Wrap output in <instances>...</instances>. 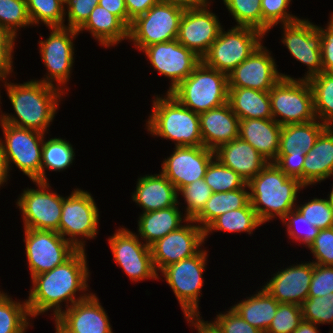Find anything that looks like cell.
<instances>
[{
	"label": "cell",
	"mask_w": 333,
	"mask_h": 333,
	"mask_svg": "<svg viewBox=\"0 0 333 333\" xmlns=\"http://www.w3.org/2000/svg\"><path fill=\"white\" fill-rule=\"evenodd\" d=\"M178 204L166 209L143 212L139 217L138 232L140 237L146 241V245L151 246L157 240L183 226Z\"/></svg>",
	"instance_id": "1f68e13d"
},
{
	"label": "cell",
	"mask_w": 333,
	"mask_h": 333,
	"mask_svg": "<svg viewBox=\"0 0 333 333\" xmlns=\"http://www.w3.org/2000/svg\"><path fill=\"white\" fill-rule=\"evenodd\" d=\"M306 154H278L273 162L289 177H295L302 183V169Z\"/></svg>",
	"instance_id": "db71d44e"
},
{
	"label": "cell",
	"mask_w": 333,
	"mask_h": 333,
	"mask_svg": "<svg viewBox=\"0 0 333 333\" xmlns=\"http://www.w3.org/2000/svg\"><path fill=\"white\" fill-rule=\"evenodd\" d=\"M50 29L52 32L49 38L39 42L41 58L49 73L46 78L39 81L55 86L52 83L54 79L61 86L69 81L74 63L72 40L78 35V31L68 27H50Z\"/></svg>",
	"instance_id": "2e32d148"
},
{
	"label": "cell",
	"mask_w": 333,
	"mask_h": 333,
	"mask_svg": "<svg viewBox=\"0 0 333 333\" xmlns=\"http://www.w3.org/2000/svg\"><path fill=\"white\" fill-rule=\"evenodd\" d=\"M31 24L26 0H0V26L16 36L17 28Z\"/></svg>",
	"instance_id": "b9f144b4"
},
{
	"label": "cell",
	"mask_w": 333,
	"mask_h": 333,
	"mask_svg": "<svg viewBox=\"0 0 333 333\" xmlns=\"http://www.w3.org/2000/svg\"><path fill=\"white\" fill-rule=\"evenodd\" d=\"M159 2L160 0H125L128 11V28L136 17L145 14L152 6Z\"/></svg>",
	"instance_id": "9f6ffc18"
},
{
	"label": "cell",
	"mask_w": 333,
	"mask_h": 333,
	"mask_svg": "<svg viewBox=\"0 0 333 333\" xmlns=\"http://www.w3.org/2000/svg\"><path fill=\"white\" fill-rule=\"evenodd\" d=\"M39 189L24 190L17 201L23 215L24 229L58 231L63 199L50 192L49 183L33 181Z\"/></svg>",
	"instance_id": "4fadbf2b"
},
{
	"label": "cell",
	"mask_w": 333,
	"mask_h": 333,
	"mask_svg": "<svg viewBox=\"0 0 333 333\" xmlns=\"http://www.w3.org/2000/svg\"><path fill=\"white\" fill-rule=\"evenodd\" d=\"M264 35L250 27L235 26L228 32L221 29L217 39L202 57V62L228 75L261 45Z\"/></svg>",
	"instance_id": "52a82bcc"
},
{
	"label": "cell",
	"mask_w": 333,
	"mask_h": 333,
	"mask_svg": "<svg viewBox=\"0 0 333 333\" xmlns=\"http://www.w3.org/2000/svg\"><path fill=\"white\" fill-rule=\"evenodd\" d=\"M31 317L25 302H15L6 293L0 294V333H25Z\"/></svg>",
	"instance_id": "74e56055"
},
{
	"label": "cell",
	"mask_w": 333,
	"mask_h": 333,
	"mask_svg": "<svg viewBox=\"0 0 333 333\" xmlns=\"http://www.w3.org/2000/svg\"><path fill=\"white\" fill-rule=\"evenodd\" d=\"M296 209L320 230L333 227V208L328 199L314 198Z\"/></svg>",
	"instance_id": "7dc6e473"
},
{
	"label": "cell",
	"mask_w": 333,
	"mask_h": 333,
	"mask_svg": "<svg viewBox=\"0 0 333 333\" xmlns=\"http://www.w3.org/2000/svg\"><path fill=\"white\" fill-rule=\"evenodd\" d=\"M314 97V110L317 120L327 127H333V75L327 72L309 80Z\"/></svg>",
	"instance_id": "d590c367"
},
{
	"label": "cell",
	"mask_w": 333,
	"mask_h": 333,
	"mask_svg": "<svg viewBox=\"0 0 333 333\" xmlns=\"http://www.w3.org/2000/svg\"><path fill=\"white\" fill-rule=\"evenodd\" d=\"M302 321L301 306L292 303H279L266 333H293Z\"/></svg>",
	"instance_id": "f6af8a7d"
},
{
	"label": "cell",
	"mask_w": 333,
	"mask_h": 333,
	"mask_svg": "<svg viewBox=\"0 0 333 333\" xmlns=\"http://www.w3.org/2000/svg\"><path fill=\"white\" fill-rule=\"evenodd\" d=\"M314 263L297 264L278 271L263 288L279 303L301 306L308 298Z\"/></svg>",
	"instance_id": "603a6c76"
},
{
	"label": "cell",
	"mask_w": 333,
	"mask_h": 333,
	"mask_svg": "<svg viewBox=\"0 0 333 333\" xmlns=\"http://www.w3.org/2000/svg\"><path fill=\"white\" fill-rule=\"evenodd\" d=\"M301 309L305 321L316 325L333 323V293L307 298Z\"/></svg>",
	"instance_id": "7bdbcfd3"
},
{
	"label": "cell",
	"mask_w": 333,
	"mask_h": 333,
	"mask_svg": "<svg viewBox=\"0 0 333 333\" xmlns=\"http://www.w3.org/2000/svg\"><path fill=\"white\" fill-rule=\"evenodd\" d=\"M183 195L187 207L186 216H184V221L193 219L204 207L205 203L212 196L213 192L211 188L206 184L204 179H199L191 184L183 187L180 191Z\"/></svg>",
	"instance_id": "ee69618b"
},
{
	"label": "cell",
	"mask_w": 333,
	"mask_h": 333,
	"mask_svg": "<svg viewBox=\"0 0 333 333\" xmlns=\"http://www.w3.org/2000/svg\"><path fill=\"white\" fill-rule=\"evenodd\" d=\"M221 29L218 17L207 6L188 9L182 14L177 40L202 59Z\"/></svg>",
	"instance_id": "ffe728a7"
},
{
	"label": "cell",
	"mask_w": 333,
	"mask_h": 333,
	"mask_svg": "<svg viewBox=\"0 0 333 333\" xmlns=\"http://www.w3.org/2000/svg\"><path fill=\"white\" fill-rule=\"evenodd\" d=\"M132 200L143 207L144 212L175 206L178 203L176 187L162 174L138 178Z\"/></svg>",
	"instance_id": "484cf974"
},
{
	"label": "cell",
	"mask_w": 333,
	"mask_h": 333,
	"mask_svg": "<svg viewBox=\"0 0 333 333\" xmlns=\"http://www.w3.org/2000/svg\"><path fill=\"white\" fill-rule=\"evenodd\" d=\"M142 51L154 69L171 79L172 85L167 93L174 90L202 62L196 53L180 44L177 39L152 44Z\"/></svg>",
	"instance_id": "9a60e30c"
},
{
	"label": "cell",
	"mask_w": 333,
	"mask_h": 333,
	"mask_svg": "<svg viewBox=\"0 0 333 333\" xmlns=\"http://www.w3.org/2000/svg\"><path fill=\"white\" fill-rule=\"evenodd\" d=\"M98 5L116 15L128 27V11L125 0H99Z\"/></svg>",
	"instance_id": "6f0895ef"
},
{
	"label": "cell",
	"mask_w": 333,
	"mask_h": 333,
	"mask_svg": "<svg viewBox=\"0 0 333 333\" xmlns=\"http://www.w3.org/2000/svg\"><path fill=\"white\" fill-rule=\"evenodd\" d=\"M316 324L303 320L293 333H319Z\"/></svg>",
	"instance_id": "be15d7a7"
},
{
	"label": "cell",
	"mask_w": 333,
	"mask_h": 333,
	"mask_svg": "<svg viewBox=\"0 0 333 333\" xmlns=\"http://www.w3.org/2000/svg\"><path fill=\"white\" fill-rule=\"evenodd\" d=\"M183 12L180 7L159 2L131 22L128 39L141 51L152 44L175 40Z\"/></svg>",
	"instance_id": "9c48e42d"
},
{
	"label": "cell",
	"mask_w": 333,
	"mask_h": 333,
	"mask_svg": "<svg viewBox=\"0 0 333 333\" xmlns=\"http://www.w3.org/2000/svg\"><path fill=\"white\" fill-rule=\"evenodd\" d=\"M99 0H64L68 7V28L78 30L89 18L90 13L98 5Z\"/></svg>",
	"instance_id": "816d5d0a"
},
{
	"label": "cell",
	"mask_w": 333,
	"mask_h": 333,
	"mask_svg": "<svg viewBox=\"0 0 333 333\" xmlns=\"http://www.w3.org/2000/svg\"><path fill=\"white\" fill-rule=\"evenodd\" d=\"M330 195L328 199L329 204L331 205V207L333 208V187H332V191H330Z\"/></svg>",
	"instance_id": "03108f58"
},
{
	"label": "cell",
	"mask_w": 333,
	"mask_h": 333,
	"mask_svg": "<svg viewBox=\"0 0 333 333\" xmlns=\"http://www.w3.org/2000/svg\"><path fill=\"white\" fill-rule=\"evenodd\" d=\"M273 119L281 126L316 120L311 85L305 79L283 77L269 91ZM282 119H276L277 117Z\"/></svg>",
	"instance_id": "8992f818"
},
{
	"label": "cell",
	"mask_w": 333,
	"mask_h": 333,
	"mask_svg": "<svg viewBox=\"0 0 333 333\" xmlns=\"http://www.w3.org/2000/svg\"><path fill=\"white\" fill-rule=\"evenodd\" d=\"M56 333H64V332L56 325Z\"/></svg>",
	"instance_id": "003e7915"
},
{
	"label": "cell",
	"mask_w": 333,
	"mask_h": 333,
	"mask_svg": "<svg viewBox=\"0 0 333 333\" xmlns=\"http://www.w3.org/2000/svg\"><path fill=\"white\" fill-rule=\"evenodd\" d=\"M0 124L5 137L4 142L0 140V152L7 164L8 171L10 162L15 163L32 181H41L44 133L4 122H0Z\"/></svg>",
	"instance_id": "ba28073f"
},
{
	"label": "cell",
	"mask_w": 333,
	"mask_h": 333,
	"mask_svg": "<svg viewBox=\"0 0 333 333\" xmlns=\"http://www.w3.org/2000/svg\"><path fill=\"white\" fill-rule=\"evenodd\" d=\"M89 30L102 46L110 47L128 39V27L114 14L100 5L90 13L86 22L77 30L78 33Z\"/></svg>",
	"instance_id": "f546056e"
},
{
	"label": "cell",
	"mask_w": 333,
	"mask_h": 333,
	"mask_svg": "<svg viewBox=\"0 0 333 333\" xmlns=\"http://www.w3.org/2000/svg\"><path fill=\"white\" fill-rule=\"evenodd\" d=\"M203 146L216 150L238 138L240 119L228 103L199 114Z\"/></svg>",
	"instance_id": "cb8c5ba5"
},
{
	"label": "cell",
	"mask_w": 333,
	"mask_h": 333,
	"mask_svg": "<svg viewBox=\"0 0 333 333\" xmlns=\"http://www.w3.org/2000/svg\"><path fill=\"white\" fill-rule=\"evenodd\" d=\"M24 230L28 267L32 277L63 264L78 250L57 231Z\"/></svg>",
	"instance_id": "7c38bea8"
},
{
	"label": "cell",
	"mask_w": 333,
	"mask_h": 333,
	"mask_svg": "<svg viewBox=\"0 0 333 333\" xmlns=\"http://www.w3.org/2000/svg\"><path fill=\"white\" fill-rule=\"evenodd\" d=\"M243 188L227 192L213 193L205 203L203 209L193 218L189 219L190 223H200L203 230L217 217L224 213L243 208L250 202L249 193Z\"/></svg>",
	"instance_id": "836d02e7"
},
{
	"label": "cell",
	"mask_w": 333,
	"mask_h": 333,
	"mask_svg": "<svg viewBox=\"0 0 333 333\" xmlns=\"http://www.w3.org/2000/svg\"><path fill=\"white\" fill-rule=\"evenodd\" d=\"M282 223H285L287 226V232L288 236L292 237L294 240L302 241V244L304 242L305 246L309 247L311 243L314 241V239L318 236L319 230L317 227H315L313 224H311L308 220L305 219V217L295 208L288 212L286 216L282 219ZM296 225H304L307 229L306 231L302 230L300 232L298 227ZM302 233V234H301Z\"/></svg>",
	"instance_id": "c3c4849f"
},
{
	"label": "cell",
	"mask_w": 333,
	"mask_h": 333,
	"mask_svg": "<svg viewBox=\"0 0 333 333\" xmlns=\"http://www.w3.org/2000/svg\"><path fill=\"white\" fill-rule=\"evenodd\" d=\"M181 226L150 246L156 272L169 264L196 255L204 243V230L199 225Z\"/></svg>",
	"instance_id": "d6986e66"
},
{
	"label": "cell",
	"mask_w": 333,
	"mask_h": 333,
	"mask_svg": "<svg viewBox=\"0 0 333 333\" xmlns=\"http://www.w3.org/2000/svg\"><path fill=\"white\" fill-rule=\"evenodd\" d=\"M207 251L164 267L161 272L176 295L185 316L199 314L198 297L203 286Z\"/></svg>",
	"instance_id": "8fae6325"
},
{
	"label": "cell",
	"mask_w": 333,
	"mask_h": 333,
	"mask_svg": "<svg viewBox=\"0 0 333 333\" xmlns=\"http://www.w3.org/2000/svg\"><path fill=\"white\" fill-rule=\"evenodd\" d=\"M96 203L87 191L76 189L68 198L63 199L58 233L67 238L76 249L85 250V241L78 236L94 238L97 234L99 214Z\"/></svg>",
	"instance_id": "30bf717a"
},
{
	"label": "cell",
	"mask_w": 333,
	"mask_h": 333,
	"mask_svg": "<svg viewBox=\"0 0 333 333\" xmlns=\"http://www.w3.org/2000/svg\"><path fill=\"white\" fill-rule=\"evenodd\" d=\"M326 29L317 26L321 33V57L323 72L330 73L333 70V14L330 17Z\"/></svg>",
	"instance_id": "11a10c76"
},
{
	"label": "cell",
	"mask_w": 333,
	"mask_h": 333,
	"mask_svg": "<svg viewBox=\"0 0 333 333\" xmlns=\"http://www.w3.org/2000/svg\"><path fill=\"white\" fill-rule=\"evenodd\" d=\"M326 128L327 126L317 119L306 123L283 125L278 154H307Z\"/></svg>",
	"instance_id": "4dcf8cb0"
},
{
	"label": "cell",
	"mask_w": 333,
	"mask_h": 333,
	"mask_svg": "<svg viewBox=\"0 0 333 333\" xmlns=\"http://www.w3.org/2000/svg\"><path fill=\"white\" fill-rule=\"evenodd\" d=\"M188 322H192L198 333H223L215 322H208L200 319L199 314H190L185 316Z\"/></svg>",
	"instance_id": "680465c9"
},
{
	"label": "cell",
	"mask_w": 333,
	"mask_h": 333,
	"mask_svg": "<svg viewBox=\"0 0 333 333\" xmlns=\"http://www.w3.org/2000/svg\"><path fill=\"white\" fill-rule=\"evenodd\" d=\"M279 302L264 288L232 308L250 325L266 333L278 309Z\"/></svg>",
	"instance_id": "d6a6232c"
},
{
	"label": "cell",
	"mask_w": 333,
	"mask_h": 333,
	"mask_svg": "<svg viewBox=\"0 0 333 333\" xmlns=\"http://www.w3.org/2000/svg\"><path fill=\"white\" fill-rule=\"evenodd\" d=\"M173 154L162 163V174L179 192L192 182L204 179L215 152L204 146H181L174 148Z\"/></svg>",
	"instance_id": "e0dca14e"
},
{
	"label": "cell",
	"mask_w": 333,
	"mask_h": 333,
	"mask_svg": "<svg viewBox=\"0 0 333 333\" xmlns=\"http://www.w3.org/2000/svg\"><path fill=\"white\" fill-rule=\"evenodd\" d=\"M126 228L119 229L109 238L114 261L122 267L132 281L159 279L152 261L150 246Z\"/></svg>",
	"instance_id": "5bb4252c"
},
{
	"label": "cell",
	"mask_w": 333,
	"mask_h": 333,
	"mask_svg": "<svg viewBox=\"0 0 333 333\" xmlns=\"http://www.w3.org/2000/svg\"><path fill=\"white\" fill-rule=\"evenodd\" d=\"M271 53L262 44L228 74V87L270 91L283 77L276 68Z\"/></svg>",
	"instance_id": "44dd1931"
},
{
	"label": "cell",
	"mask_w": 333,
	"mask_h": 333,
	"mask_svg": "<svg viewBox=\"0 0 333 333\" xmlns=\"http://www.w3.org/2000/svg\"><path fill=\"white\" fill-rule=\"evenodd\" d=\"M207 1L208 0H160V2L174 5L184 10L209 6V3Z\"/></svg>",
	"instance_id": "94428289"
},
{
	"label": "cell",
	"mask_w": 333,
	"mask_h": 333,
	"mask_svg": "<svg viewBox=\"0 0 333 333\" xmlns=\"http://www.w3.org/2000/svg\"><path fill=\"white\" fill-rule=\"evenodd\" d=\"M147 121L148 131L176 142V147L203 146L199 114L182 105L174 96L156 97Z\"/></svg>",
	"instance_id": "277c9868"
},
{
	"label": "cell",
	"mask_w": 333,
	"mask_h": 333,
	"mask_svg": "<svg viewBox=\"0 0 333 333\" xmlns=\"http://www.w3.org/2000/svg\"><path fill=\"white\" fill-rule=\"evenodd\" d=\"M85 255V250H77L63 264L31 277L33 289L26 299L31 317L53 308L56 319L62 312L61 302L70 301V305H66L68 308L89 296L75 297L77 291H86L88 287L89 270Z\"/></svg>",
	"instance_id": "6da1fadb"
},
{
	"label": "cell",
	"mask_w": 333,
	"mask_h": 333,
	"mask_svg": "<svg viewBox=\"0 0 333 333\" xmlns=\"http://www.w3.org/2000/svg\"><path fill=\"white\" fill-rule=\"evenodd\" d=\"M215 323L223 333H263L246 322L232 307L227 313L216 315Z\"/></svg>",
	"instance_id": "f5cc1de1"
},
{
	"label": "cell",
	"mask_w": 333,
	"mask_h": 333,
	"mask_svg": "<svg viewBox=\"0 0 333 333\" xmlns=\"http://www.w3.org/2000/svg\"><path fill=\"white\" fill-rule=\"evenodd\" d=\"M333 293V266L314 264L308 298Z\"/></svg>",
	"instance_id": "f907efd6"
},
{
	"label": "cell",
	"mask_w": 333,
	"mask_h": 333,
	"mask_svg": "<svg viewBox=\"0 0 333 333\" xmlns=\"http://www.w3.org/2000/svg\"><path fill=\"white\" fill-rule=\"evenodd\" d=\"M8 173L7 164L5 163V160L0 152V186L7 181Z\"/></svg>",
	"instance_id": "e7e4bbea"
},
{
	"label": "cell",
	"mask_w": 333,
	"mask_h": 333,
	"mask_svg": "<svg viewBox=\"0 0 333 333\" xmlns=\"http://www.w3.org/2000/svg\"><path fill=\"white\" fill-rule=\"evenodd\" d=\"M283 27V44L295 59L308 66L304 79L309 80L323 72L321 33L317 26L306 19H299L293 23L283 24Z\"/></svg>",
	"instance_id": "ac0fdd59"
},
{
	"label": "cell",
	"mask_w": 333,
	"mask_h": 333,
	"mask_svg": "<svg viewBox=\"0 0 333 333\" xmlns=\"http://www.w3.org/2000/svg\"><path fill=\"white\" fill-rule=\"evenodd\" d=\"M282 126L274 119H243L239 123L238 137L251 144L269 162H274L279 152Z\"/></svg>",
	"instance_id": "4316f807"
},
{
	"label": "cell",
	"mask_w": 333,
	"mask_h": 333,
	"mask_svg": "<svg viewBox=\"0 0 333 333\" xmlns=\"http://www.w3.org/2000/svg\"><path fill=\"white\" fill-rule=\"evenodd\" d=\"M31 23L43 22L47 27H65L64 0H26Z\"/></svg>",
	"instance_id": "f35d334b"
},
{
	"label": "cell",
	"mask_w": 333,
	"mask_h": 333,
	"mask_svg": "<svg viewBox=\"0 0 333 333\" xmlns=\"http://www.w3.org/2000/svg\"><path fill=\"white\" fill-rule=\"evenodd\" d=\"M69 142L61 138H51L42 145L41 181L47 182L45 168L53 171L66 169L72 164L75 153Z\"/></svg>",
	"instance_id": "8d00e7d4"
},
{
	"label": "cell",
	"mask_w": 333,
	"mask_h": 333,
	"mask_svg": "<svg viewBox=\"0 0 333 333\" xmlns=\"http://www.w3.org/2000/svg\"><path fill=\"white\" fill-rule=\"evenodd\" d=\"M228 90V75L201 62L170 94L200 114L228 103Z\"/></svg>",
	"instance_id": "5b68a950"
},
{
	"label": "cell",
	"mask_w": 333,
	"mask_h": 333,
	"mask_svg": "<svg viewBox=\"0 0 333 333\" xmlns=\"http://www.w3.org/2000/svg\"><path fill=\"white\" fill-rule=\"evenodd\" d=\"M214 152L215 158L238 173L246 183L269 163L251 144L239 137L220 145Z\"/></svg>",
	"instance_id": "d4e9b609"
},
{
	"label": "cell",
	"mask_w": 333,
	"mask_h": 333,
	"mask_svg": "<svg viewBox=\"0 0 333 333\" xmlns=\"http://www.w3.org/2000/svg\"><path fill=\"white\" fill-rule=\"evenodd\" d=\"M290 1L291 0H261L263 34H266V32L279 22L288 24L300 19L287 13L286 10Z\"/></svg>",
	"instance_id": "bcb514c9"
},
{
	"label": "cell",
	"mask_w": 333,
	"mask_h": 333,
	"mask_svg": "<svg viewBox=\"0 0 333 333\" xmlns=\"http://www.w3.org/2000/svg\"><path fill=\"white\" fill-rule=\"evenodd\" d=\"M15 38L8 29L0 26V48H14Z\"/></svg>",
	"instance_id": "6125c7cd"
},
{
	"label": "cell",
	"mask_w": 333,
	"mask_h": 333,
	"mask_svg": "<svg viewBox=\"0 0 333 333\" xmlns=\"http://www.w3.org/2000/svg\"><path fill=\"white\" fill-rule=\"evenodd\" d=\"M204 180L213 193L237 190L247 184L238 173L223 165L217 158L210 162Z\"/></svg>",
	"instance_id": "ab89813d"
},
{
	"label": "cell",
	"mask_w": 333,
	"mask_h": 333,
	"mask_svg": "<svg viewBox=\"0 0 333 333\" xmlns=\"http://www.w3.org/2000/svg\"><path fill=\"white\" fill-rule=\"evenodd\" d=\"M6 83L7 94L18 117L4 113L0 115V121L45 133L54 119L63 91L58 86L56 88L38 80L23 84Z\"/></svg>",
	"instance_id": "7a4b0ae2"
},
{
	"label": "cell",
	"mask_w": 333,
	"mask_h": 333,
	"mask_svg": "<svg viewBox=\"0 0 333 333\" xmlns=\"http://www.w3.org/2000/svg\"><path fill=\"white\" fill-rule=\"evenodd\" d=\"M55 322L64 333H113L104 308L91 293L63 310Z\"/></svg>",
	"instance_id": "7402d4cb"
},
{
	"label": "cell",
	"mask_w": 333,
	"mask_h": 333,
	"mask_svg": "<svg viewBox=\"0 0 333 333\" xmlns=\"http://www.w3.org/2000/svg\"><path fill=\"white\" fill-rule=\"evenodd\" d=\"M13 48H0V80H6L7 76L12 72V53Z\"/></svg>",
	"instance_id": "91938a15"
},
{
	"label": "cell",
	"mask_w": 333,
	"mask_h": 333,
	"mask_svg": "<svg viewBox=\"0 0 333 333\" xmlns=\"http://www.w3.org/2000/svg\"><path fill=\"white\" fill-rule=\"evenodd\" d=\"M247 184L251 190L250 203L262 223L275 216L282 220L296 208L297 192L305 187L299 179L289 177L273 162H269Z\"/></svg>",
	"instance_id": "3957f363"
},
{
	"label": "cell",
	"mask_w": 333,
	"mask_h": 333,
	"mask_svg": "<svg viewBox=\"0 0 333 333\" xmlns=\"http://www.w3.org/2000/svg\"><path fill=\"white\" fill-rule=\"evenodd\" d=\"M263 224L256 211L249 202L245 207L228 211L214 219L205 229L204 238L212 230H223L226 232H248L251 234L255 228Z\"/></svg>",
	"instance_id": "e575fe53"
},
{
	"label": "cell",
	"mask_w": 333,
	"mask_h": 333,
	"mask_svg": "<svg viewBox=\"0 0 333 333\" xmlns=\"http://www.w3.org/2000/svg\"><path fill=\"white\" fill-rule=\"evenodd\" d=\"M236 20V26L250 27L262 32L261 0H223Z\"/></svg>",
	"instance_id": "60d3db41"
},
{
	"label": "cell",
	"mask_w": 333,
	"mask_h": 333,
	"mask_svg": "<svg viewBox=\"0 0 333 333\" xmlns=\"http://www.w3.org/2000/svg\"><path fill=\"white\" fill-rule=\"evenodd\" d=\"M333 176V127H327L306 154L302 184L306 187Z\"/></svg>",
	"instance_id": "83f0119b"
},
{
	"label": "cell",
	"mask_w": 333,
	"mask_h": 333,
	"mask_svg": "<svg viewBox=\"0 0 333 333\" xmlns=\"http://www.w3.org/2000/svg\"><path fill=\"white\" fill-rule=\"evenodd\" d=\"M228 104L240 120L273 119L269 91L229 87Z\"/></svg>",
	"instance_id": "f1b7e54d"
},
{
	"label": "cell",
	"mask_w": 333,
	"mask_h": 333,
	"mask_svg": "<svg viewBox=\"0 0 333 333\" xmlns=\"http://www.w3.org/2000/svg\"><path fill=\"white\" fill-rule=\"evenodd\" d=\"M308 248L316 258L314 264L333 266V227L319 230Z\"/></svg>",
	"instance_id": "681fc988"
}]
</instances>
